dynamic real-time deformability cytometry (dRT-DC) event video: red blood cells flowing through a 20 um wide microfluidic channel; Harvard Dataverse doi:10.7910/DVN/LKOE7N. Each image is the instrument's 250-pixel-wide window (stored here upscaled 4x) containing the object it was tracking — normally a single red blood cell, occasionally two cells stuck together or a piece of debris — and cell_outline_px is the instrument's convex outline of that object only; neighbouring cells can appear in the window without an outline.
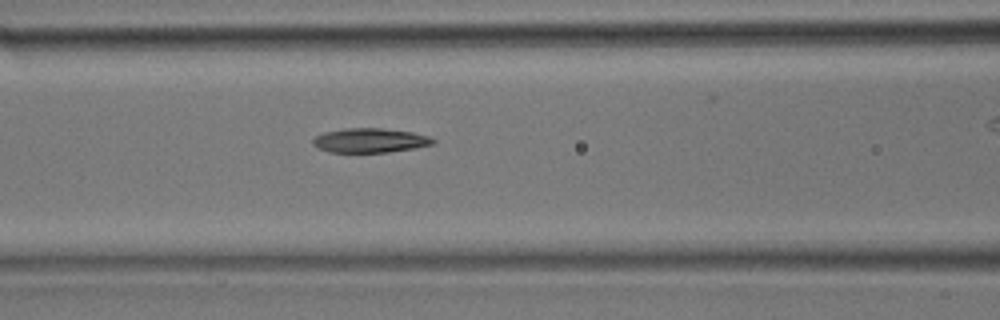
{"species": "common noctule bat (a hibernating species)", "species_latin": "Nyctalus noctula", "temperature_condition": "room temperature", "stored_images_in_passage": 23, "camera_frame_rate_fps": 3000, "um_per_image_px": 0.085, "animal": {"sex": "male", "body_mass_g": 17.9}, "frame": {"image": 1, "passage_image": 10, "time_ms": 3.0, "image_size_px": [1000, 320], "cell_outline_px": [[436, 144], [416, 148], [388, 152], [328, 152], [316, 148], [312, 144], [312, 140], [316, 136], [324, 132], [344, 128], [384, 128], [412, 132], [428, 136], [436, 140]], "centroid_in_image_um": [31.45, 11.94], "position_along_channel_um": 135.1, "area_um2": 17.28}}
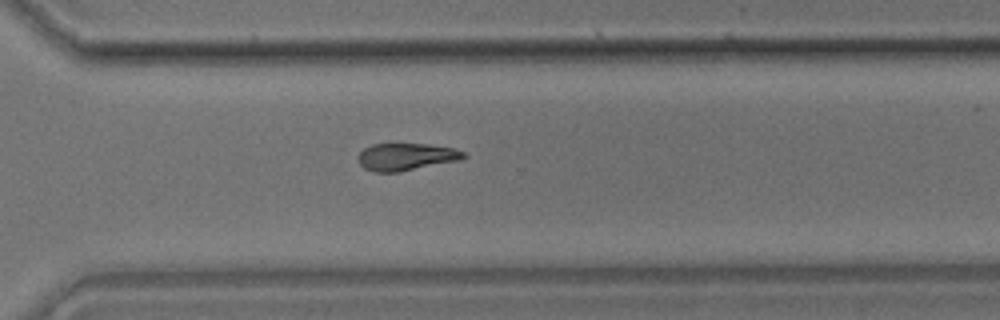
{"frame": {"image": 2, "passage_image": 20, "time_ms": 6.333, "image_size_px": [1000, 320], "cell_outline_px": [[468, 156], [460, 160], [400, 172], [372, 172], [364, 168], [360, 164], [356, 156], [364, 148], [372, 144], [428, 144], [456, 148], [464, 152]], "centroid_in_image_um": [34.52, 13.33], "position_along_channel_um": 336.1, "area_um2": 16.99}}